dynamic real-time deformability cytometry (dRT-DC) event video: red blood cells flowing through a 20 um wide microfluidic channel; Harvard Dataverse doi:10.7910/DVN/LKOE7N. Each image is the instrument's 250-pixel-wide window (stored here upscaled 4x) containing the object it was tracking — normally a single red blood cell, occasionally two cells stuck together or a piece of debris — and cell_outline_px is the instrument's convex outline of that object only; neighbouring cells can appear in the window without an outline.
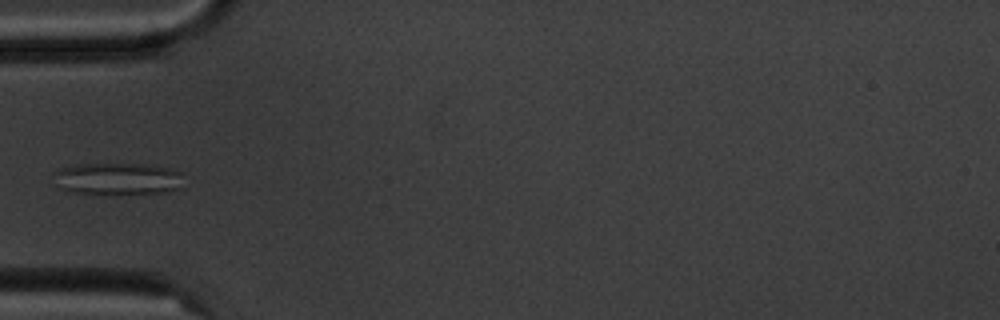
{"species": "common noctule bat (a hibernating species)", "species_latin": "Nyctalus noctula", "temperature_condition": "cold", "stored_images_in_passage": 4, "camera_frame_rate_fps": 3000, "um_per_image_px": 0.085, "animal": {"sex": "male", "body_mass_g": 20.1, "forearm_length_mm": 53.5}, "frame": {"image": 1, "passage_image": 4, "time_ms": 3.667, "image_size_px": [1000, 320], "cell_outline_px": [[180, 172], [176, 188], [168, 192], [68, 192], [60, 188], [52, 172], [60, 168], [76, 164], [156, 164], [176, 168]], "centroid_in_image_um": [9.96, 15.14], "position_along_channel_um": 75.0, "area_um2": 23.58}}